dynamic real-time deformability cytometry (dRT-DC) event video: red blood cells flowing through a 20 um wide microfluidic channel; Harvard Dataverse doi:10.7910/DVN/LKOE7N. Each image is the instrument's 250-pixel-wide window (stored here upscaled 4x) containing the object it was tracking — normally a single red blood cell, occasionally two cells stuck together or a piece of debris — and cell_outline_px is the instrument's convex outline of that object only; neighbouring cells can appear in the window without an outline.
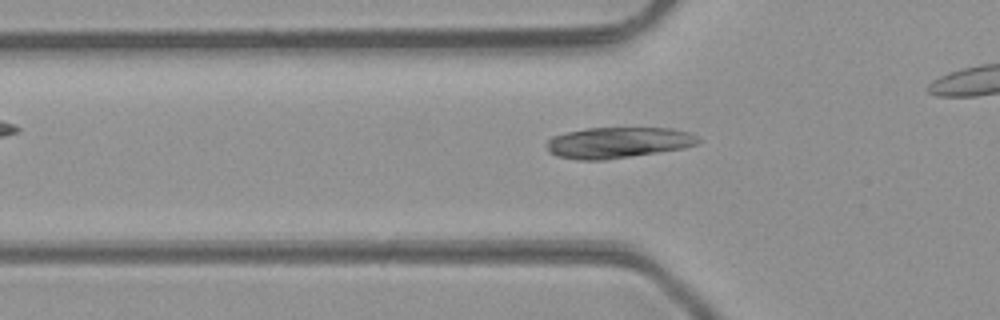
{"species": "common noctule bat (a hibernating species)", "species_latin": "Nyctalus noctula", "temperature_condition": "room temperature", "stored_images_in_passage": 36, "camera_frame_rate_fps": 3000, "um_per_image_px": 0.085, "animal": {"sex": "male", "body_mass_g": 23.1, "forearm_length_mm": 52.7}, "frame": {"image": 1, "passage_image": 13, "time_ms": 4.0, "image_size_px": [1000, 320], "cell_outline_px": [[700, 140], [696, 144], [684, 148], [604, 160], [576, 160], [556, 156], [548, 152], [548, 140], [552, 136], [568, 132], [588, 128], [672, 128], [688, 132], [696, 136]], "centroid_in_image_um": [52.51, 12.12], "position_along_channel_um": 73.3, "area_um2": 27.17}}
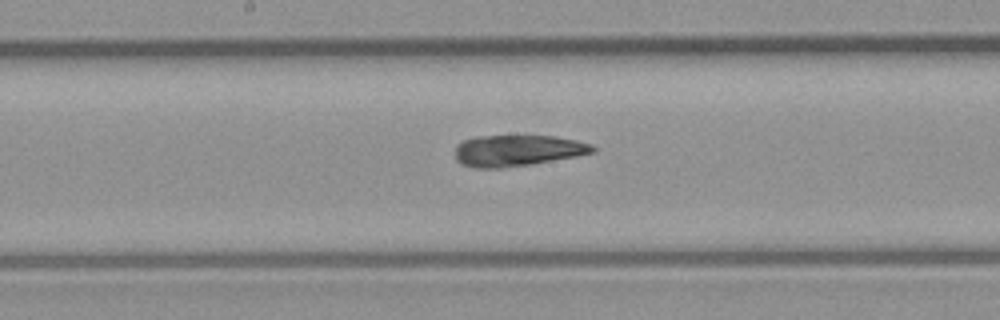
{"frame": {"image": 2, "passage_image": 22, "time_ms": 7.0, "image_size_px": [1000, 320], "cell_outline_px": [[596, 152], [576, 156], [532, 164], [500, 168], [476, 168], [460, 164], [456, 160], [456, 144], [464, 140], [476, 136], [556, 136], [576, 140], [592, 144], [596, 148]], "centroid_in_image_um": [43.98, 12.8], "position_along_channel_um": 204.2, "area_um2": 25.14}}
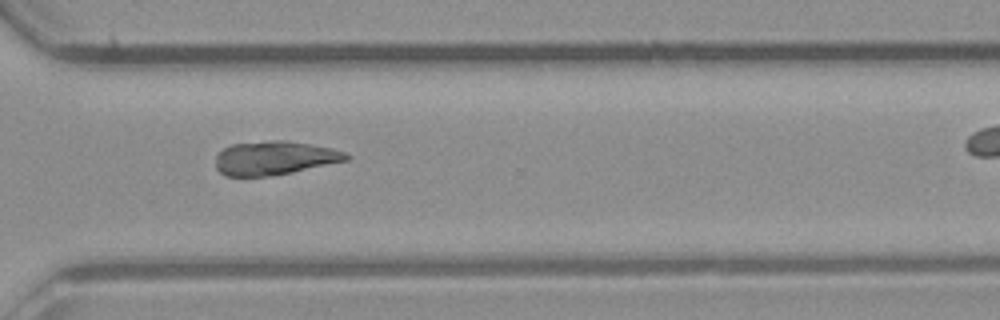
{"frame": {"image": 3, "passage_image": 32, "time_ms": 10.333, "image_size_px": [1000, 320], "cell_outline_px": [[352, 156], [348, 160], [292, 172], [268, 176], [224, 176], [216, 168], [216, 156], [224, 148], [232, 144], [272, 140], [284, 140], [332, 148], [344, 152]], "centroid_in_image_um": [23.33, 13.43], "position_along_channel_um": 347.3, "area_um2": 25.55}}